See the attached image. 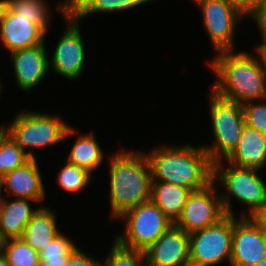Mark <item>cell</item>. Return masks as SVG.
I'll list each match as a JSON object with an SVG mask.
<instances>
[{"label": "cell", "instance_id": "6da1fadb", "mask_svg": "<svg viewBox=\"0 0 266 266\" xmlns=\"http://www.w3.org/2000/svg\"><path fill=\"white\" fill-rule=\"evenodd\" d=\"M209 63L217 82L211 90L217 95L245 104L266 99V73L261 61L250 53L230 51L216 52ZM264 99V100H263Z\"/></svg>", "mask_w": 266, "mask_h": 266}, {"label": "cell", "instance_id": "7a4b0ae2", "mask_svg": "<svg viewBox=\"0 0 266 266\" xmlns=\"http://www.w3.org/2000/svg\"><path fill=\"white\" fill-rule=\"evenodd\" d=\"M152 181L177 184L191 191L205 189L213 182V163L203 147L162 146L146 155Z\"/></svg>", "mask_w": 266, "mask_h": 266}, {"label": "cell", "instance_id": "3957f363", "mask_svg": "<svg viewBox=\"0 0 266 266\" xmlns=\"http://www.w3.org/2000/svg\"><path fill=\"white\" fill-rule=\"evenodd\" d=\"M144 154L142 151L130 152L122 149L109 157V195L114 219L151 199V166Z\"/></svg>", "mask_w": 266, "mask_h": 266}, {"label": "cell", "instance_id": "277c9868", "mask_svg": "<svg viewBox=\"0 0 266 266\" xmlns=\"http://www.w3.org/2000/svg\"><path fill=\"white\" fill-rule=\"evenodd\" d=\"M0 126L31 158H35L34 153L26 148L57 144L77 132L57 115L30 111L18 114L8 127Z\"/></svg>", "mask_w": 266, "mask_h": 266}, {"label": "cell", "instance_id": "5b68a950", "mask_svg": "<svg viewBox=\"0 0 266 266\" xmlns=\"http://www.w3.org/2000/svg\"><path fill=\"white\" fill-rule=\"evenodd\" d=\"M223 161L213 164V181L221 183L228 192L220 194L226 215L235 216L231 205V196L238 201L250 206V213L243 212L242 217H249L255 211L266 204V185L259 177L258 169L241 168L229 164L226 169L222 166ZM231 195V196H230ZM249 214V215H248Z\"/></svg>", "mask_w": 266, "mask_h": 266}, {"label": "cell", "instance_id": "8992f818", "mask_svg": "<svg viewBox=\"0 0 266 266\" xmlns=\"http://www.w3.org/2000/svg\"><path fill=\"white\" fill-rule=\"evenodd\" d=\"M209 106L215 143L214 146L202 147L214 164L226 160L235 150L246 123L241 104L227 100L212 90Z\"/></svg>", "mask_w": 266, "mask_h": 266}, {"label": "cell", "instance_id": "52a82bcc", "mask_svg": "<svg viewBox=\"0 0 266 266\" xmlns=\"http://www.w3.org/2000/svg\"><path fill=\"white\" fill-rule=\"evenodd\" d=\"M119 218L126 220V229L115 240L123 247L142 251L148 249L173 225L151 200L128 209Z\"/></svg>", "mask_w": 266, "mask_h": 266}, {"label": "cell", "instance_id": "ba28073f", "mask_svg": "<svg viewBox=\"0 0 266 266\" xmlns=\"http://www.w3.org/2000/svg\"><path fill=\"white\" fill-rule=\"evenodd\" d=\"M234 216L226 215L218 223L189 234L190 266H215L228 260L232 252Z\"/></svg>", "mask_w": 266, "mask_h": 266}, {"label": "cell", "instance_id": "9c48e42d", "mask_svg": "<svg viewBox=\"0 0 266 266\" xmlns=\"http://www.w3.org/2000/svg\"><path fill=\"white\" fill-rule=\"evenodd\" d=\"M57 8L65 21H68V28L62 34L53 53L52 62L49 63H51L52 70L54 69L59 75L75 80L81 75L85 65V50L79 29L80 21L69 10V0L61 2Z\"/></svg>", "mask_w": 266, "mask_h": 266}, {"label": "cell", "instance_id": "30bf717a", "mask_svg": "<svg viewBox=\"0 0 266 266\" xmlns=\"http://www.w3.org/2000/svg\"><path fill=\"white\" fill-rule=\"evenodd\" d=\"M214 186L213 181L205 189L188 195L181 216L174 224L176 227L190 234L212 226L226 216L220 194L216 193Z\"/></svg>", "mask_w": 266, "mask_h": 266}, {"label": "cell", "instance_id": "8fae6325", "mask_svg": "<svg viewBox=\"0 0 266 266\" xmlns=\"http://www.w3.org/2000/svg\"><path fill=\"white\" fill-rule=\"evenodd\" d=\"M203 12V23L217 52L234 51L236 24L243 16L226 0H197Z\"/></svg>", "mask_w": 266, "mask_h": 266}, {"label": "cell", "instance_id": "7c38bea8", "mask_svg": "<svg viewBox=\"0 0 266 266\" xmlns=\"http://www.w3.org/2000/svg\"><path fill=\"white\" fill-rule=\"evenodd\" d=\"M266 258V235L250 217H234L230 266H255Z\"/></svg>", "mask_w": 266, "mask_h": 266}, {"label": "cell", "instance_id": "4fadbf2b", "mask_svg": "<svg viewBox=\"0 0 266 266\" xmlns=\"http://www.w3.org/2000/svg\"><path fill=\"white\" fill-rule=\"evenodd\" d=\"M145 254L148 266H190L189 233L173 224Z\"/></svg>", "mask_w": 266, "mask_h": 266}, {"label": "cell", "instance_id": "5bb4252c", "mask_svg": "<svg viewBox=\"0 0 266 266\" xmlns=\"http://www.w3.org/2000/svg\"><path fill=\"white\" fill-rule=\"evenodd\" d=\"M46 32L31 18L15 14L9 7L6 9L0 24V39L10 53L43 44Z\"/></svg>", "mask_w": 266, "mask_h": 266}, {"label": "cell", "instance_id": "9a60e30c", "mask_svg": "<svg viewBox=\"0 0 266 266\" xmlns=\"http://www.w3.org/2000/svg\"><path fill=\"white\" fill-rule=\"evenodd\" d=\"M45 43L11 52L18 88L29 91L37 86L49 71Z\"/></svg>", "mask_w": 266, "mask_h": 266}, {"label": "cell", "instance_id": "2e32d148", "mask_svg": "<svg viewBox=\"0 0 266 266\" xmlns=\"http://www.w3.org/2000/svg\"><path fill=\"white\" fill-rule=\"evenodd\" d=\"M4 187L8 191V197L11 193L16 198L38 203L43 201L45 190L36 158H31L26 164L4 174Z\"/></svg>", "mask_w": 266, "mask_h": 266}, {"label": "cell", "instance_id": "e0dca14e", "mask_svg": "<svg viewBox=\"0 0 266 266\" xmlns=\"http://www.w3.org/2000/svg\"><path fill=\"white\" fill-rule=\"evenodd\" d=\"M231 165L241 168L262 169L266 166V135L245 126L240 141L226 159Z\"/></svg>", "mask_w": 266, "mask_h": 266}, {"label": "cell", "instance_id": "ac0fdd59", "mask_svg": "<svg viewBox=\"0 0 266 266\" xmlns=\"http://www.w3.org/2000/svg\"><path fill=\"white\" fill-rule=\"evenodd\" d=\"M15 199L10 202L2 198L0 231L6 240L21 238L27 223L39 209H31L28 203L29 201H36L22 198Z\"/></svg>", "mask_w": 266, "mask_h": 266}, {"label": "cell", "instance_id": "d6986e66", "mask_svg": "<svg viewBox=\"0 0 266 266\" xmlns=\"http://www.w3.org/2000/svg\"><path fill=\"white\" fill-rule=\"evenodd\" d=\"M192 191L181 185L152 181L151 201L175 224L181 216L188 195Z\"/></svg>", "mask_w": 266, "mask_h": 266}, {"label": "cell", "instance_id": "ffe728a7", "mask_svg": "<svg viewBox=\"0 0 266 266\" xmlns=\"http://www.w3.org/2000/svg\"><path fill=\"white\" fill-rule=\"evenodd\" d=\"M56 226L55 213L48 207H39L27 223L21 238L39 253L44 246L61 233Z\"/></svg>", "mask_w": 266, "mask_h": 266}, {"label": "cell", "instance_id": "44dd1931", "mask_svg": "<svg viewBox=\"0 0 266 266\" xmlns=\"http://www.w3.org/2000/svg\"><path fill=\"white\" fill-rule=\"evenodd\" d=\"M99 143L91 131L90 134H80L73 144L67 160L69 163L77 165L90 173L96 171L103 162L104 155Z\"/></svg>", "mask_w": 266, "mask_h": 266}, {"label": "cell", "instance_id": "7402d4cb", "mask_svg": "<svg viewBox=\"0 0 266 266\" xmlns=\"http://www.w3.org/2000/svg\"><path fill=\"white\" fill-rule=\"evenodd\" d=\"M153 0H69V10L80 20L97 12L123 11Z\"/></svg>", "mask_w": 266, "mask_h": 266}, {"label": "cell", "instance_id": "603a6c76", "mask_svg": "<svg viewBox=\"0 0 266 266\" xmlns=\"http://www.w3.org/2000/svg\"><path fill=\"white\" fill-rule=\"evenodd\" d=\"M77 248L69 237L60 233L39 252V266H66Z\"/></svg>", "mask_w": 266, "mask_h": 266}, {"label": "cell", "instance_id": "cb8c5ba5", "mask_svg": "<svg viewBox=\"0 0 266 266\" xmlns=\"http://www.w3.org/2000/svg\"><path fill=\"white\" fill-rule=\"evenodd\" d=\"M30 159L31 157L0 126V172H11Z\"/></svg>", "mask_w": 266, "mask_h": 266}, {"label": "cell", "instance_id": "d4e9b609", "mask_svg": "<svg viewBox=\"0 0 266 266\" xmlns=\"http://www.w3.org/2000/svg\"><path fill=\"white\" fill-rule=\"evenodd\" d=\"M10 266H39V253L22 238L8 239L3 253Z\"/></svg>", "mask_w": 266, "mask_h": 266}, {"label": "cell", "instance_id": "484cf974", "mask_svg": "<svg viewBox=\"0 0 266 266\" xmlns=\"http://www.w3.org/2000/svg\"><path fill=\"white\" fill-rule=\"evenodd\" d=\"M8 7L17 15L31 18L32 22L38 24L45 32L49 24V6L45 0H8Z\"/></svg>", "mask_w": 266, "mask_h": 266}, {"label": "cell", "instance_id": "4316f807", "mask_svg": "<svg viewBox=\"0 0 266 266\" xmlns=\"http://www.w3.org/2000/svg\"><path fill=\"white\" fill-rule=\"evenodd\" d=\"M101 266H148L145 251L121 246L114 240L113 246Z\"/></svg>", "mask_w": 266, "mask_h": 266}, {"label": "cell", "instance_id": "83f0119b", "mask_svg": "<svg viewBox=\"0 0 266 266\" xmlns=\"http://www.w3.org/2000/svg\"><path fill=\"white\" fill-rule=\"evenodd\" d=\"M58 175V184L62 190L73 193L85 188L91 178L89 171L68 161Z\"/></svg>", "mask_w": 266, "mask_h": 266}, {"label": "cell", "instance_id": "f1b7e54d", "mask_svg": "<svg viewBox=\"0 0 266 266\" xmlns=\"http://www.w3.org/2000/svg\"><path fill=\"white\" fill-rule=\"evenodd\" d=\"M242 106L246 125L266 135V103L251 101Z\"/></svg>", "mask_w": 266, "mask_h": 266}, {"label": "cell", "instance_id": "f546056e", "mask_svg": "<svg viewBox=\"0 0 266 266\" xmlns=\"http://www.w3.org/2000/svg\"><path fill=\"white\" fill-rule=\"evenodd\" d=\"M257 22L261 31L262 44H266V0H259L254 10L249 14Z\"/></svg>", "mask_w": 266, "mask_h": 266}, {"label": "cell", "instance_id": "4dcf8cb0", "mask_svg": "<svg viewBox=\"0 0 266 266\" xmlns=\"http://www.w3.org/2000/svg\"><path fill=\"white\" fill-rule=\"evenodd\" d=\"M66 266H101V261L90 257L77 248L70 255Z\"/></svg>", "mask_w": 266, "mask_h": 266}, {"label": "cell", "instance_id": "1f68e13d", "mask_svg": "<svg viewBox=\"0 0 266 266\" xmlns=\"http://www.w3.org/2000/svg\"><path fill=\"white\" fill-rule=\"evenodd\" d=\"M242 16H247L254 10L259 0H226Z\"/></svg>", "mask_w": 266, "mask_h": 266}, {"label": "cell", "instance_id": "d6a6232c", "mask_svg": "<svg viewBox=\"0 0 266 266\" xmlns=\"http://www.w3.org/2000/svg\"><path fill=\"white\" fill-rule=\"evenodd\" d=\"M249 217L257 225L259 230L266 235V204Z\"/></svg>", "mask_w": 266, "mask_h": 266}, {"label": "cell", "instance_id": "836d02e7", "mask_svg": "<svg viewBox=\"0 0 266 266\" xmlns=\"http://www.w3.org/2000/svg\"><path fill=\"white\" fill-rule=\"evenodd\" d=\"M256 49H257V53L260 55L258 58L261 57L264 71L266 73V44L259 45Z\"/></svg>", "mask_w": 266, "mask_h": 266}, {"label": "cell", "instance_id": "e575fe53", "mask_svg": "<svg viewBox=\"0 0 266 266\" xmlns=\"http://www.w3.org/2000/svg\"><path fill=\"white\" fill-rule=\"evenodd\" d=\"M7 8H8V0H0V24L3 20Z\"/></svg>", "mask_w": 266, "mask_h": 266}, {"label": "cell", "instance_id": "d590c367", "mask_svg": "<svg viewBox=\"0 0 266 266\" xmlns=\"http://www.w3.org/2000/svg\"><path fill=\"white\" fill-rule=\"evenodd\" d=\"M5 242L6 239L3 237L2 232L0 231V254L3 253Z\"/></svg>", "mask_w": 266, "mask_h": 266}, {"label": "cell", "instance_id": "8d00e7d4", "mask_svg": "<svg viewBox=\"0 0 266 266\" xmlns=\"http://www.w3.org/2000/svg\"><path fill=\"white\" fill-rule=\"evenodd\" d=\"M0 266H10L3 254H0Z\"/></svg>", "mask_w": 266, "mask_h": 266}, {"label": "cell", "instance_id": "74e56055", "mask_svg": "<svg viewBox=\"0 0 266 266\" xmlns=\"http://www.w3.org/2000/svg\"><path fill=\"white\" fill-rule=\"evenodd\" d=\"M4 186V174L2 172H0V198L2 199L3 197L1 196V191H2V187Z\"/></svg>", "mask_w": 266, "mask_h": 266}, {"label": "cell", "instance_id": "f35d334b", "mask_svg": "<svg viewBox=\"0 0 266 266\" xmlns=\"http://www.w3.org/2000/svg\"><path fill=\"white\" fill-rule=\"evenodd\" d=\"M255 266H266V258L264 260H262L259 264L255 265Z\"/></svg>", "mask_w": 266, "mask_h": 266}, {"label": "cell", "instance_id": "ab89813d", "mask_svg": "<svg viewBox=\"0 0 266 266\" xmlns=\"http://www.w3.org/2000/svg\"><path fill=\"white\" fill-rule=\"evenodd\" d=\"M2 199L0 198V212H1Z\"/></svg>", "mask_w": 266, "mask_h": 266}]
</instances>
